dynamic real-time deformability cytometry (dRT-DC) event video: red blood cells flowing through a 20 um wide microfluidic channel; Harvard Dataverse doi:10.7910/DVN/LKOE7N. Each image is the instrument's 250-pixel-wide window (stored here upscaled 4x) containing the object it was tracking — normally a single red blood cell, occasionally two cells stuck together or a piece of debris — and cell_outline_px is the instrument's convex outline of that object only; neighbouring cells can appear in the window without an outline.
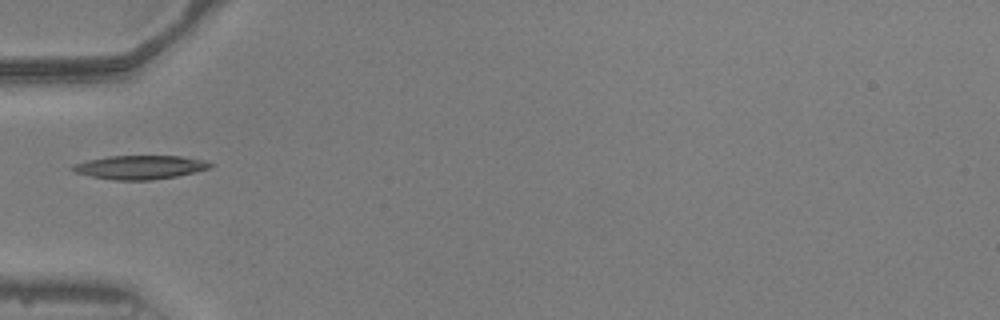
{"species": "common noctule bat (a hibernating species)", "species_latin": "Nyctalus noctula", "temperature_condition": "warm", "stored_images_in_passage": 15, "camera_frame_rate_fps": 3000, "um_per_image_px": 0.085, "animal": {"sex": "male", "body_mass_g": 20.5, "forearm_length_mm": 52.5}, "frame": {"image": 1, "passage_image": 1, "time_ms": 0.0, "image_size_px": [1000, 320], "cell_outline_px": [[216, 164], [208, 168], [176, 176], [152, 180], [112, 180], [92, 176], [76, 172], [72, 168], [72, 164], [88, 160], [108, 156], [180, 156], [204, 160]], "centroid_in_image_um": [11.9, 14.21], "position_along_channel_um": 73.1, "area_um2": 18.84}}
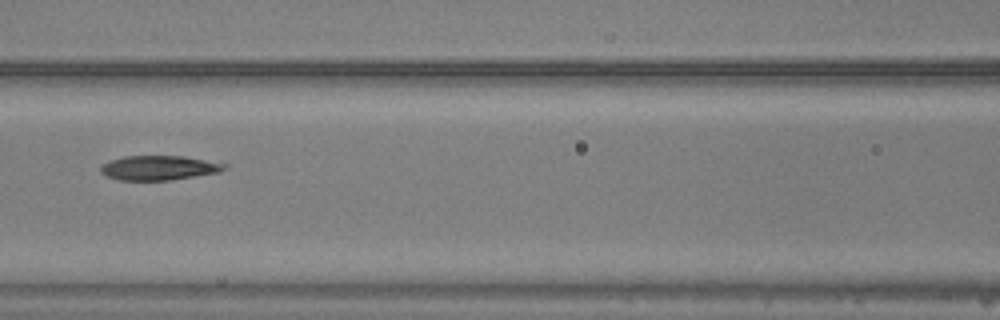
{"frame": {"image": 2, "passage_image": 7, "time_ms": 2.0, "image_size_px": [1000, 320], "cell_outline_px": [[228, 168], [220, 172], [196, 176], [168, 180], [120, 180], [108, 176], [100, 172], [100, 168], [104, 164], [112, 160], [124, 156], [184, 156], [228, 164]], "centroid_in_image_um": [13.56, 14.26], "position_along_channel_um": 153.0, "area_um2": 17.57}}